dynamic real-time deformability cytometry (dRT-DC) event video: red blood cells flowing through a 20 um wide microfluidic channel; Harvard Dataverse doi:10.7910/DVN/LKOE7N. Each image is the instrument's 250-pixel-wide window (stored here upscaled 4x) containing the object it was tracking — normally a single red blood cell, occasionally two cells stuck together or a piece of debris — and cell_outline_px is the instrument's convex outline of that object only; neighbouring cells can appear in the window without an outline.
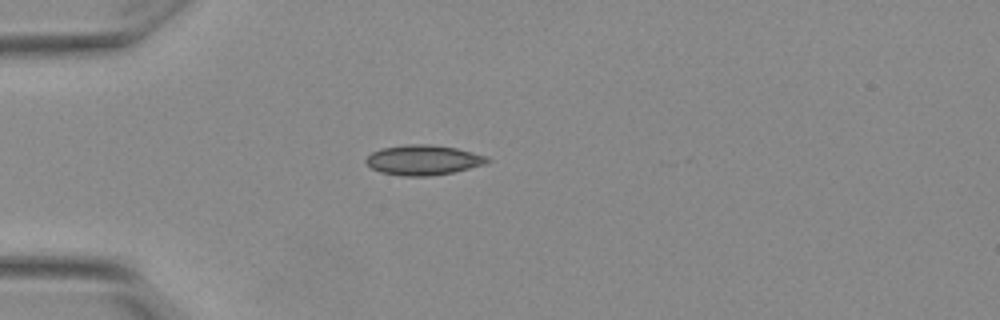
{"species": "Egyptian fruit bat (a non-hibernating species)", "species_latin": "Rousettus aegyptiacus", "temperature_condition": "warm", "stored_images_in_passage": 18, "camera_frame_rate_fps": 3000, "um_per_image_px": 0.085, "animal": {"sex": "female"}, "frame": {"image": 1, "passage_image": 1, "time_ms": 0.0, "image_size_px": [1000, 320], "cell_outline_px": [[492, 160], [484, 164], [452, 172], [428, 176], [404, 176], [380, 172], [372, 168], [364, 160], [372, 152], [384, 148], [408, 144], [428, 144], [456, 148], [488, 156]], "centroid_in_image_um": [35.99, 13.6], "position_along_channel_um": 49.0, "area_um2": 20.98}}
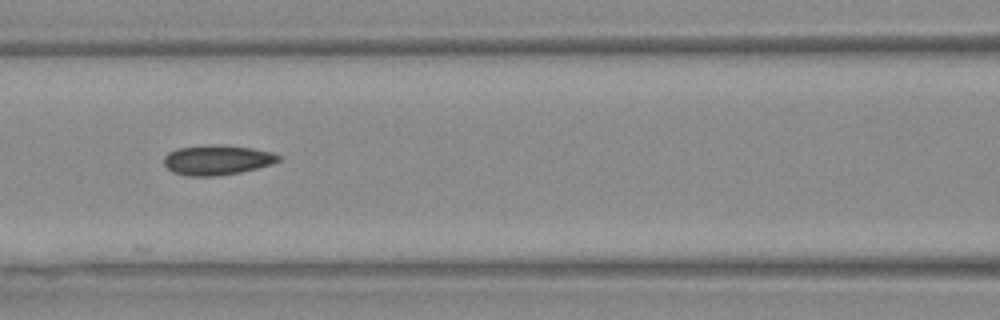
{"frame": {"image": 2, "passage_image": 10, "time_ms": 3.0, "image_size_px": [1000, 320], "cell_outline_px": [[280, 160], [272, 164], [240, 172], [216, 176], [188, 176], [172, 172], [164, 164], [164, 156], [168, 152], [176, 148], [220, 144], [252, 148], [272, 152], [280, 156]], "centroid_in_image_um": [18.44, 13.59], "position_along_channel_um": 148.2, "area_um2": 19.94}}
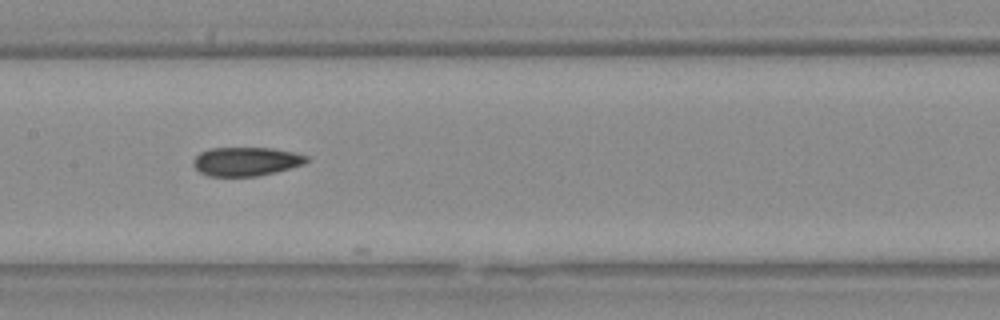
{"frame": {"image": 3, "passage_image": 13, "time_ms": 4.0, "image_size_px": [1000, 320], "cell_outline_px": [[308, 160], [304, 164], [256, 176], [208, 176], [200, 172], [192, 164], [192, 160], [200, 152], [208, 148], [272, 148], [296, 152], [308, 156]], "centroid_in_image_um": [20.89, 13.71], "position_along_channel_um": 186.5, "area_um2": 18.96}}